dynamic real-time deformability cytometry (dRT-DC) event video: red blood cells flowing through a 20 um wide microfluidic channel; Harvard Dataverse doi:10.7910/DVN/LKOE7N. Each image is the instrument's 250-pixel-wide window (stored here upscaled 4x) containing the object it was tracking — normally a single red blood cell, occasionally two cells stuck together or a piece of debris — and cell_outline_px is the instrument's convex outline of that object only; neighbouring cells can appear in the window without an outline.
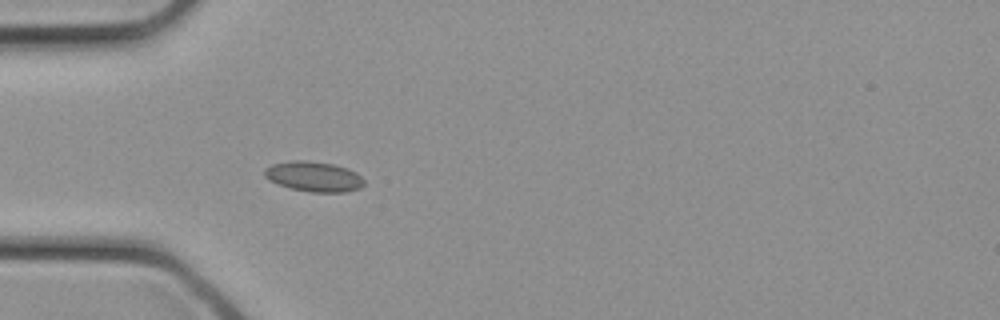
{"species": "common noctule bat (a hibernating species)", "species_latin": "Nyctalus noctula", "temperature_condition": "cold", "stored_images_in_passage": 29, "camera_frame_rate_fps": 3000, "um_per_image_px": 0.085, "animal": {"sex": "female", "body_mass_g": 21.9}, "frame": {"image": 1, "passage_image": 7, "time_ms": 2.0, "image_size_px": [1000, 320], "cell_outline_px": [[364, 184], [360, 188], [344, 192], [312, 192], [292, 188], [268, 180], [264, 176], [264, 168], [272, 164], [292, 160], [304, 160], [332, 164], [348, 168], [356, 172], [364, 180]], "centroid_in_image_um": [26.67, 15.0], "position_along_channel_um": 58.3, "area_um2": 17.4}}
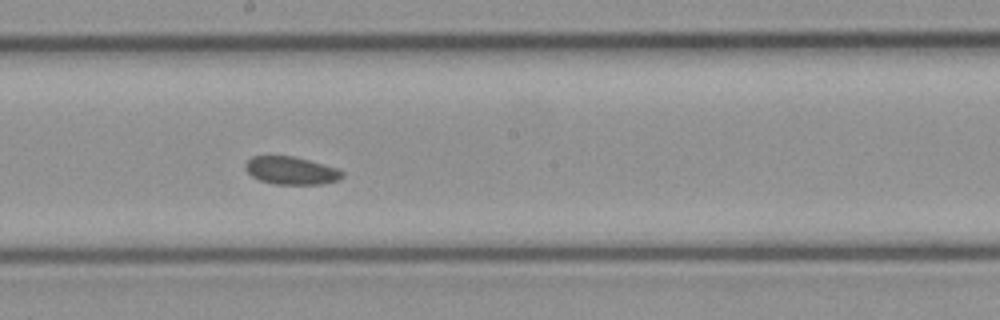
{"frame": {"image": 2, "passage_image": 15, "time_ms": 4.667, "image_size_px": [1000, 320], "cell_outline_px": [[344, 176], [336, 180], [320, 184], [276, 184], [260, 180], [252, 176], [244, 168], [244, 164], [252, 156], [292, 156], [308, 160], [336, 168], [344, 172]], "centroid_in_image_um": [24.72, 14.49], "position_along_channel_um": 223.5, "area_um2": 15.49}}
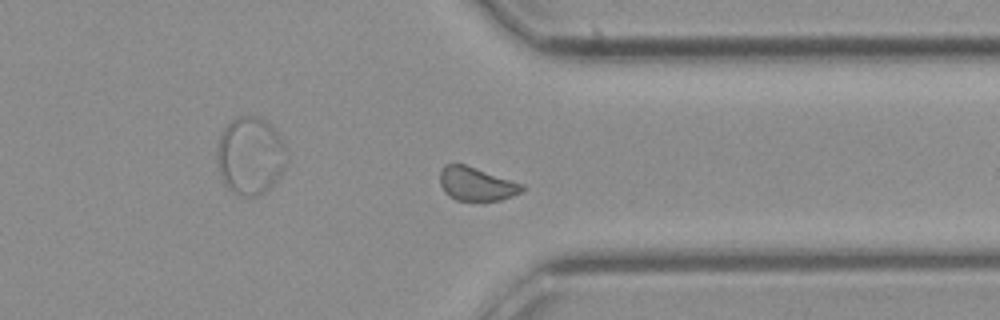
{"frame": {"image": 3, "passage_image": 22, "time_ms": 7.0, "image_size_px": [1000, 320], "cell_outline_px": [[524, 188], [520, 192], [512, 196], [500, 200], [456, 200], [448, 196], [444, 192], [440, 184], [440, 172], [444, 164], [464, 164], [524, 184]], "centroid_in_image_um": [40.46, 15.63], "position_along_channel_um": 370.9, "area_um2": 15.95}}